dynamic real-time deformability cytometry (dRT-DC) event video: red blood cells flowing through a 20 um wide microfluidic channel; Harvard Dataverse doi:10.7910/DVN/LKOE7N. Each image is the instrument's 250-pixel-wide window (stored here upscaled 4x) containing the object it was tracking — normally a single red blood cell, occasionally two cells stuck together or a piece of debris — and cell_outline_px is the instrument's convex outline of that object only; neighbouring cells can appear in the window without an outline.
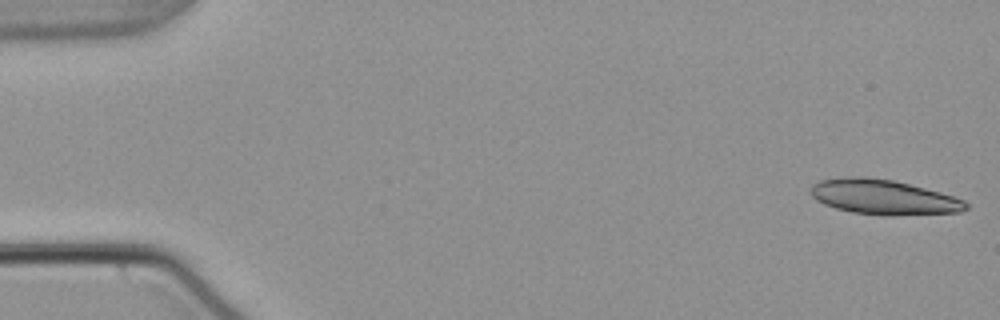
{"species": "common noctule bat (a hibernating species)", "species_latin": "Nyctalus noctula", "temperature_condition": "warm", "stored_images_in_passage": 20, "camera_frame_rate_fps": 3000, "um_per_image_px": 0.085, "animal": {"sex": "male", "body_mass_g": 21.5, "forearm_length_mm": 52.0}, "frame": {"image": 1, "passage_image": 1, "time_ms": 0.0, "image_size_px": [1000, 320], "cell_outline_px": [[968, 208], [960, 212], [888, 216], [884, 216], [852, 212], [836, 208], [824, 204], [816, 200], [812, 196], [812, 184], [820, 180], [844, 176], [864, 176], [892, 180], [940, 192], [964, 200], [968, 204]], "centroid_in_image_um": [75.08, 16.75], "position_along_channel_um": 9.9, "area_um2": 31.56}}